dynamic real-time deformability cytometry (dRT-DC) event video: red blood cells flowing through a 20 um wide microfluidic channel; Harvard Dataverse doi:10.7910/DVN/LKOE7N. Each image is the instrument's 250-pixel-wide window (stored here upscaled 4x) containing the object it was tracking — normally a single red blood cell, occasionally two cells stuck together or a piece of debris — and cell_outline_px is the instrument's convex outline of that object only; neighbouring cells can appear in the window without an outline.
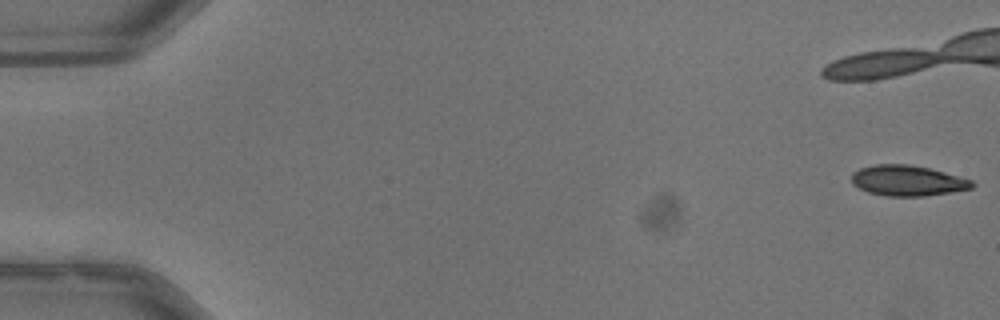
{"species": "common noctule bat (a hibernating species)", "species_latin": "Nyctalus noctula", "temperature_condition": "warm", "stored_images_in_passage": 6, "camera_frame_rate_fps": 3000, "um_per_image_px": 0.085, "animal": {"sex": "male", "body_mass_g": 13.3}, "frame": {"image": 1, "passage_image": 1, "time_ms": 0.0, "image_size_px": [1000, 320], "cell_outline_px": [[976, 184], [972, 188], [924, 196], [888, 196], [868, 192], [852, 184], [852, 172], [860, 168], [876, 164], [908, 164], [928, 168], [972, 180]], "centroid_in_image_um": [77.12, 15.35], "position_along_channel_um": 7.9, "area_um2": 21.21}}